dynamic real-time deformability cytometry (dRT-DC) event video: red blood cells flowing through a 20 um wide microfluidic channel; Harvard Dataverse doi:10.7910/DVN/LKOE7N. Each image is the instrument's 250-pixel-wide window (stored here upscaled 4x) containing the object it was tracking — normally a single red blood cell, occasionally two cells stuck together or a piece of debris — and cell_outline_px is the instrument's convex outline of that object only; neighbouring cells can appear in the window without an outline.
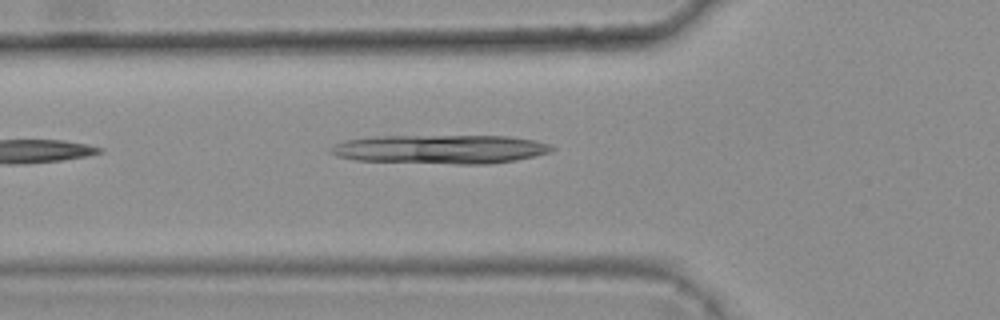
{"species": "common noctule bat (a hibernating species)", "species_latin": "Nyctalus noctula", "temperature_condition": "warm", "stored_images_in_passage": 5, "camera_frame_rate_fps": 3000, "um_per_image_px": 0.085, "animal": {"sex": "female", "body_mass_g": 25.1}, "frame": {"image": 1, "passage_image": 5, "time_ms": 1.333, "image_size_px": [1000, 320], "cell_outline_px": [[556, 148], [552, 152], [536, 156], [516, 160], [488, 164], [456, 164], [356, 160], [336, 156], [328, 152], [328, 148], [344, 140], [372, 136], [508, 136], [536, 140], [548, 144]], "centroid_in_image_um": [37.45, 12.68], "position_along_channel_um": 88.4, "area_um2": 37.57}}